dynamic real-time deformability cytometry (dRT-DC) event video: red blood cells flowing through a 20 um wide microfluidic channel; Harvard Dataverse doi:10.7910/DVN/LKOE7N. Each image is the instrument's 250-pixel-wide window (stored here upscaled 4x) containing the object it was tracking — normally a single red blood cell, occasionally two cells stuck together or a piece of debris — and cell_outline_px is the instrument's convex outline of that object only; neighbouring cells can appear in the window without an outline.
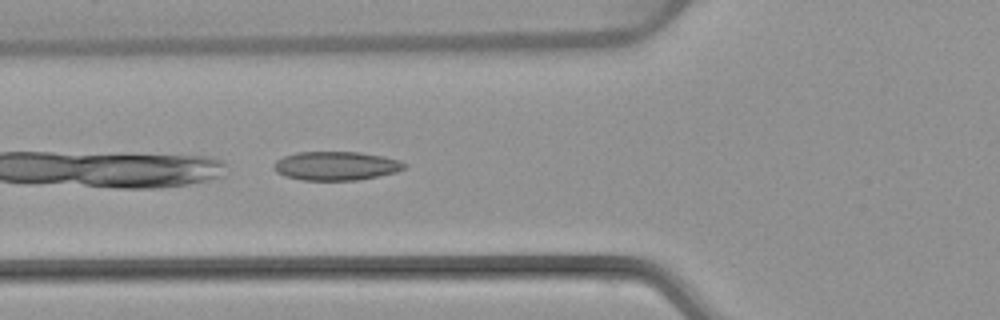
{"species": "common noctule bat (a hibernating species)", "species_latin": "Nyctalus noctula", "temperature_condition": "warm", "stored_images_in_passage": 6, "camera_frame_rate_fps": 3000, "um_per_image_px": 0.085, "animal": {"sex": "female", "body_mass_g": 22.7, "forearm_length_mm": 54.2}, "frame": {"image": 1, "passage_image": 3, "time_ms": 0.667, "image_size_px": [1000, 320], "cell_outline_px": [[408, 164], [404, 168], [396, 172], [356, 180], [300, 180], [284, 176], [276, 172], [272, 168], [272, 164], [276, 160], [284, 156], [296, 152], [360, 152], [384, 156], [400, 160]], "centroid_in_image_um": [28.53, 14.09], "position_along_channel_um": 97.3, "area_um2": 22.08}}